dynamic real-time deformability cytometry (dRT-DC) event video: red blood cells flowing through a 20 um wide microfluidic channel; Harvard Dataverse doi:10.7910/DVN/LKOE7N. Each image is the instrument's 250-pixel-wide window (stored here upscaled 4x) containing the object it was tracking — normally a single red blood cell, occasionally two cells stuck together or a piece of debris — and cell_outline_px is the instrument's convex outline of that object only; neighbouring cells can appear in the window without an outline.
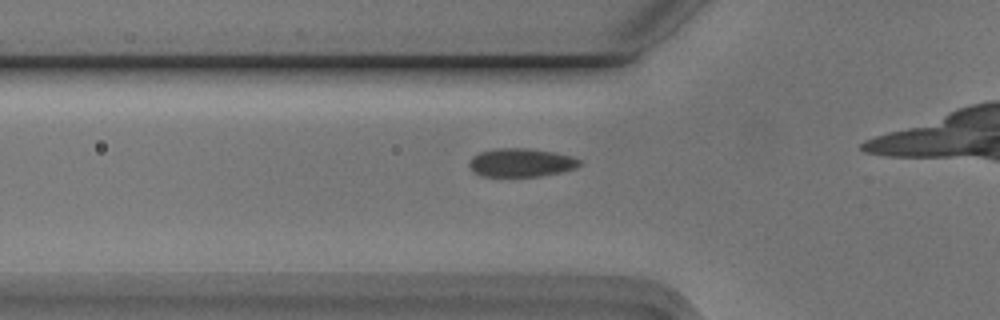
{"species": "Egyptian fruit bat (a non-hibernating species)", "species_latin": "Rousettus aegyptiacus", "temperature_condition": "cold", "stored_images_in_passage": 8, "camera_frame_rate_fps": 3000, "um_per_image_px": 0.085, "animal": {"sex": "male"}, "frame": {"image": 1, "passage_image": 3, "time_ms": 0.667, "image_size_px": [1000, 320], "cell_outline_px": [[580, 164], [576, 168], [560, 172], [540, 176], [484, 176], [476, 172], [468, 164], [472, 156], [480, 152], [492, 148], [528, 148], [552, 152], [568, 156], [580, 160]], "centroid_in_image_um": [44.26, 13.81], "position_along_channel_um": 81.5, "area_um2": 18.03}}
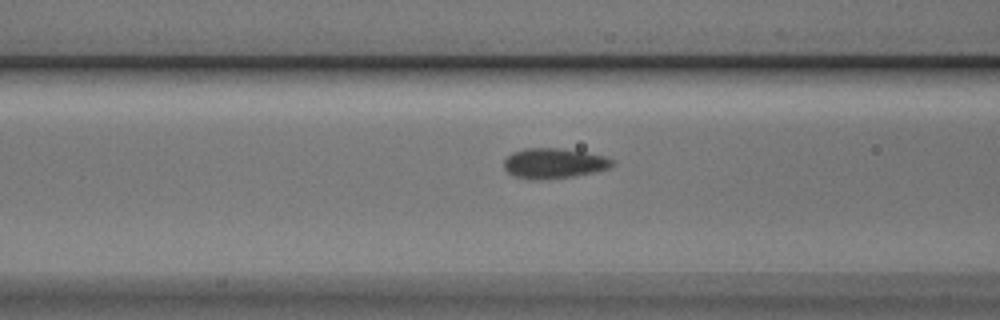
{"frame": {"image": 2, "passage_image": 6, "time_ms": 1.667, "image_size_px": [1000, 320], "cell_outline_px": [[616, 160], [608, 168], [576, 176], [540, 180], [528, 180], [512, 176], [504, 168], [504, 160], [512, 152], [524, 148], [560, 148], [584, 152], [604, 156]], "centroid_in_image_um": [47.03, 13.89], "position_along_channel_um": 119.6, "area_um2": 19.19}}